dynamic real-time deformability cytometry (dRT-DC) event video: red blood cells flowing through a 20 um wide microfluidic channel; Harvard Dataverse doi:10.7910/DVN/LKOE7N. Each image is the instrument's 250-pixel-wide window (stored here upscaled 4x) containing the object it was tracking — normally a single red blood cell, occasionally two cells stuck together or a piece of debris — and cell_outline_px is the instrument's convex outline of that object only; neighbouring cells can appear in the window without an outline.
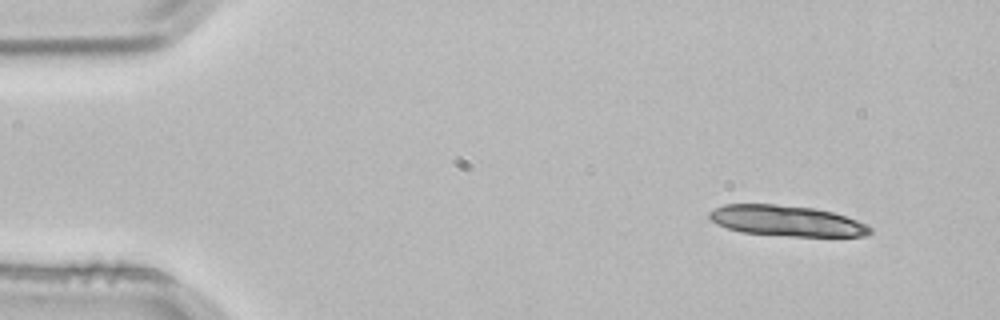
{"species": "common noctule bat (a hibernating species)", "species_latin": "Nyctalus noctula", "temperature_condition": "room temperature", "stored_images_in_passage": 2, "camera_frame_rate_fps": 3000, "um_per_image_px": 0.085, "animal": {"sex": "male", "body_mass_g": 21.5, "forearm_length_mm": 52.0}, "frame": {"image": 1, "passage_image": 1, "time_ms": 0.0, "image_size_px": [1000, 320], "cell_outline_px": [[872, 232], [868, 236], [788, 236], [740, 232], [716, 224], [708, 216], [708, 212], [712, 208], [724, 204], [772, 204], [812, 208], [832, 212], [868, 224], [872, 228]], "centroid_in_image_um": [66.84, 18.77], "position_along_channel_um": 18.2, "area_um2": 28.78}}